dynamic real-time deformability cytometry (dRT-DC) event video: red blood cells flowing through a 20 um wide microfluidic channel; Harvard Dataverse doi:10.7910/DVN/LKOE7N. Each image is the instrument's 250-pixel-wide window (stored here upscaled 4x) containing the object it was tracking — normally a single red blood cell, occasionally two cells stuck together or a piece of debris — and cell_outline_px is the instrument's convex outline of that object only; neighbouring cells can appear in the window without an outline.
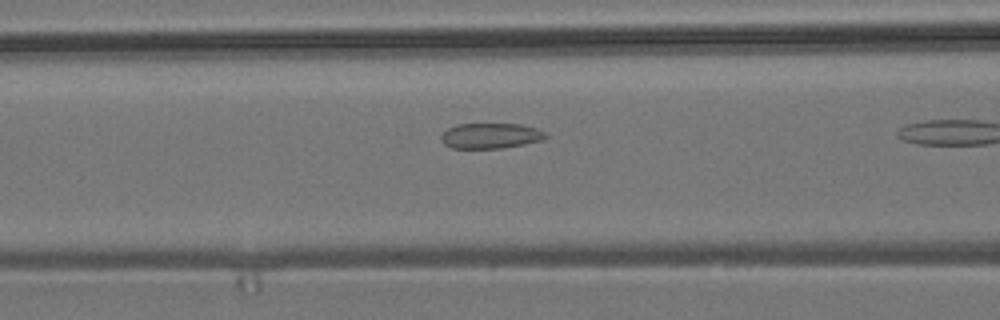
{"species": "common noctule bat (a hibernating species)", "species_latin": "Nyctalus noctula", "temperature_condition": "room temperature", "stored_images_in_passage": 7, "camera_frame_rate_fps": 3000, "um_per_image_px": 0.085, "animal": {"sex": "male", "body_mass_g": 19.2, "forearm_length_mm": 51.8}, "frame": {"image": 1, "passage_image": 5, "time_ms": 1.333, "image_size_px": [1000, 320], "cell_outline_px": [[548, 136], [544, 140], [504, 148], [452, 148], [444, 144], [440, 140], [440, 136], [448, 128], [456, 124], [520, 124], [536, 128], [544, 132]], "centroid_in_image_um": [41.69, 11.54], "position_along_channel_um": 124.9, "area_um2": 15.55}}